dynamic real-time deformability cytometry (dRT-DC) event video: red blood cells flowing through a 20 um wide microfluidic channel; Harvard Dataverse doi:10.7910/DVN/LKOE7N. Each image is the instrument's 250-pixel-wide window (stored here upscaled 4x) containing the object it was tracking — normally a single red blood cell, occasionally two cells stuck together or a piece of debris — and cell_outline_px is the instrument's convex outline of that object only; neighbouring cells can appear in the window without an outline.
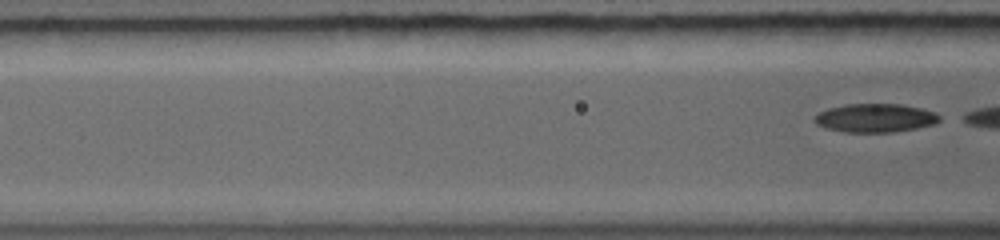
{"species": "common noctule bat (a hibernating species)", "species_latin": "Nyctalus noctula", "temperature_condition": "warm", "stored_images_in_passage": 6, "segment_of_instrument_passage": [2, 2], "camera_frame_rate_fps": 5000, "um_per_image_px": 0.085, "animal": {"sex": "female", "body_mass_g": 19.0, "forearm_length_mm": 56.7}, "frame": {"image": 1, "passage_image": 6, "time_ms": 3.4, "image_size_px": [1000, 240], "cell_outline_px": [[940, 120], [932, 124], [912, 128], [884, 132], [856, 132], [832, 128], [820, 124], [816, 120], [816, 116], [820, 112], [828, 108], [844, 104], [904, 104], [920, 108], [932, 112]], "centroid_in_image_um": [74.4, 9.99], "position_along_channel_um": 92.2, "area_um2": 19.77}}